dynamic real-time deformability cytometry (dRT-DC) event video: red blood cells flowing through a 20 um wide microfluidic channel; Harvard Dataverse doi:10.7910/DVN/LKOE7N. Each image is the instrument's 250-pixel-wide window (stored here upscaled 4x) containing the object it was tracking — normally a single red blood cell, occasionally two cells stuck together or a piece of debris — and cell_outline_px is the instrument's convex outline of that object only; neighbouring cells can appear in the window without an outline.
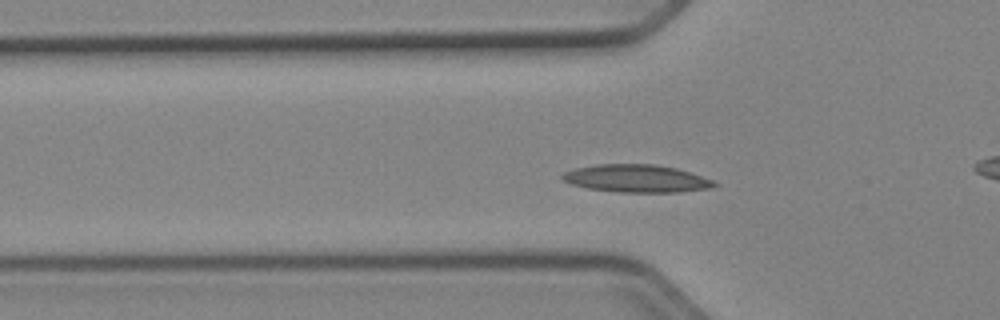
{"species": "Egyptian fruit bat (a non-hibernating species)", "species_latin": "Rousettus aegyptiacus", "temperature_condition": "cold", "stored_images_in_passage": 46, "camera_frame_rate_fps": 3000, "um_per_image_px": 0.085, "animal": {"sex": "female"}, "frame": {"image": 1, "passage_image": 10, "time_ms": 3.0, "image_size_px": [1000, 320], "cell_outline_px": [[720, 184], [712, 188], [680, 192], [620, 192], [588, 188], [572, 184], [564, 180], [560, 176], [564, 172], [576, 168], [596, 164], [656, 164], [676, 168], [712, 180]], "centroid_in_image_um": [54.12, 15.17], "position_along_channel_um": 71.7, "area_um2": 24.39}}
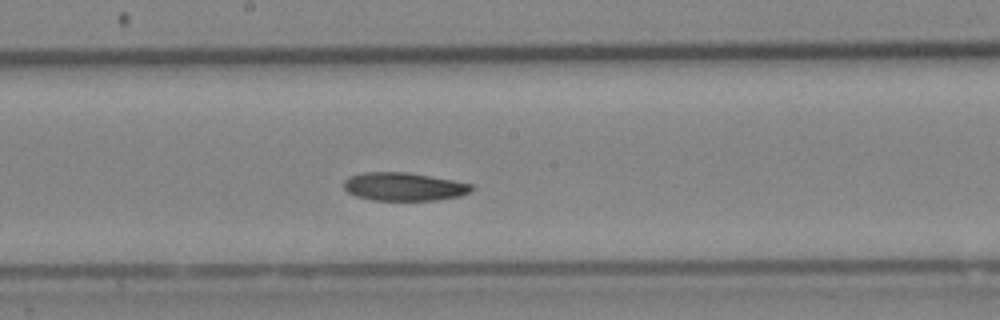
{"frame": {"image": 2, "passage_image": 21, "time_ms": 6.667, "image_size_px": [1000, 320], "cell_outline_px": [[476, 188], [460, 196], [436, 200], [372, 200], [356, 196], [348, 192], [344, 188], [344, 180], [348, 176], [364, 172], [408, 172], [452, 180], [472, 184]], "centroid_in_image_um": [34.32, 15.86], "position_along_channel_um": 213.9, "area_um2": 21.04}}
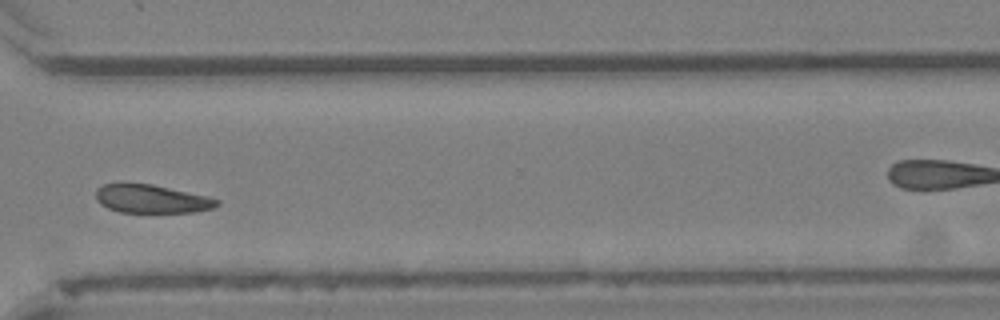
{"frame": {"image": 3, "passage_image": 32, "time_ms": 10.333, "image_size_px": [1000, 320], "cell_outline_px": [[220, 204], [212, 208], [196, 212], [120, 212], [108, 208], [100, 204], [96, 200], [96, 188], [104, 184], [120, 180], [124, 180], [152, 184], [208, 196], [220, 200]], "centroid_in_image_um": [12.82, 16.86], "position_along_channel_um": 357.8, "area_um2": 20.69}, "authors_computed_cell_mechanics": {"area_um2": 21.5883, "velocity_mm_per_s": 3.9048, "shape_relaxation_time_tau1_ms": 5.057, "shape_relaxation_time_tau2_ms": null, "deformation_change_tau1": 0.1293, "deformation_change_tau2": null}}